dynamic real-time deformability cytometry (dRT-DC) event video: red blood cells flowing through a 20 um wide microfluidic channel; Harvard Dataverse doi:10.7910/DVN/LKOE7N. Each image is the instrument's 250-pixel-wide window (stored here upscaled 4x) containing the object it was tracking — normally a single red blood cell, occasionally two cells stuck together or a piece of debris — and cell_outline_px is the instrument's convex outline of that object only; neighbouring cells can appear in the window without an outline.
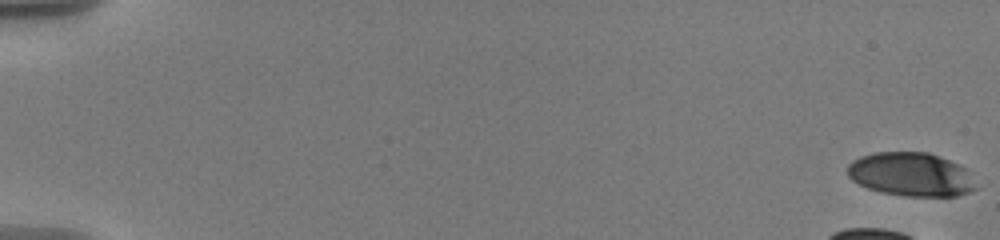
{"species": "human", "species_latin": "Homo sapiens", "temperature_condition": "warm", "stored_images_in_passage": 4, "camera_frame_rate_fps": 3000, "um_per_image_px": 0.085, "donor": {"sex": "male"}, "frame": {"image": 1, "passage_image": 1, "time_ms": 0.0, "image_size_px": [1000, 240], "cell_outline_px": [[980, 188], [956, 196], [908, 196], [880, 192], [868, 188], [852, 180], [848, 176], [848, 164], [852, 160], [860, 156], [876, 152], [928, 152], [940, 156], [964, 168]], "centroid_in_image_um": [77.43, 14.82], "position_along_channel_um": 7.6, "area_um2": 32.66}}